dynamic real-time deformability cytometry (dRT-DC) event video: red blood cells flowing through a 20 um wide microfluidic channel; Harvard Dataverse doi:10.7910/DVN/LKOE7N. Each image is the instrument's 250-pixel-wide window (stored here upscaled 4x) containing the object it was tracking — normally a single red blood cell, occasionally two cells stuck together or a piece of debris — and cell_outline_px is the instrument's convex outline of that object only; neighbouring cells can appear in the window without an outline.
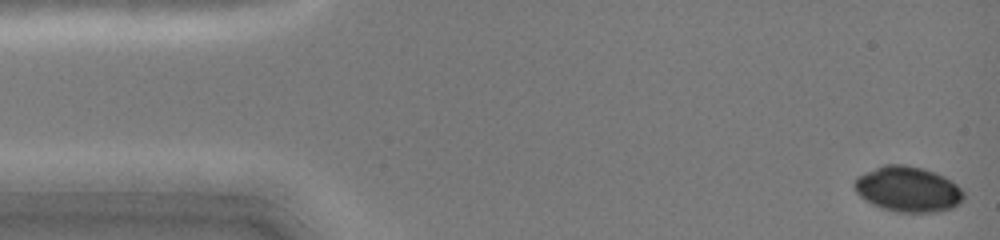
{"species": "common noctule bat (a hibernating species)", "species_latin": "Nyctalus noctula", "temperature_condition": "cold", "stored_images_in_passage": 45, "camera_frame_rate_fps": 3000, "um_per_image_px": 0.085, "animal": {"sex": "female", "body_mass_g": 19.0, "forearm_length_mm": 51.5}, "frame": {"image": 1, "passage_image": 1, "time_ms": 0.0, "image_size_px": [1000, 240], "cell_outline_px": [[964, 200], [960, 204], [952, 208], [940, 212], [896, 212], [880, 208], [864, 200], [856, 192], [852, 184], [856, 176], [884, 164], [904, 164], [924, 168], [944, 176], [952, 180], [964, 192]], "centroid_in_image_um": [77.17, 16.08], "position_along_channel_um": 7.8, "area_um2": 29.42}}
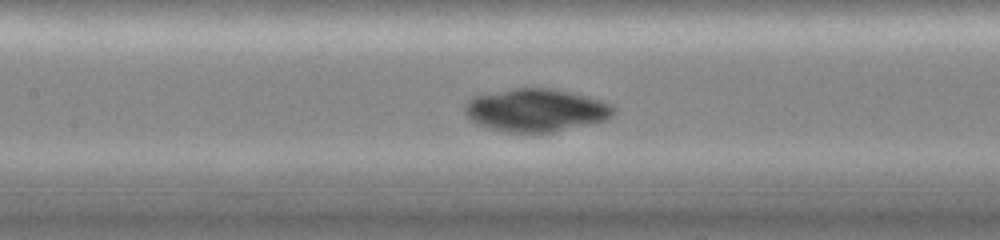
{"frame": {"image": 2, "passage_image": 21, "time_ms": 6.667, "image_size_px": [1000, 240], "cell_outline_px": [[612, 112], [604, 120], [552, 132], [528, 136], [504, 132], [488, 128], [472, 120], [468, 116], [464, 108], [468, 100], [472, 96], [488, 92], [516, 88], [552, 88], [600, 100], [608, 104], [612, 108]], "centroid_in_image_um": [45.45, 9.39], "position_along_channel_um": 162.0, "area_um2": 37.17}}
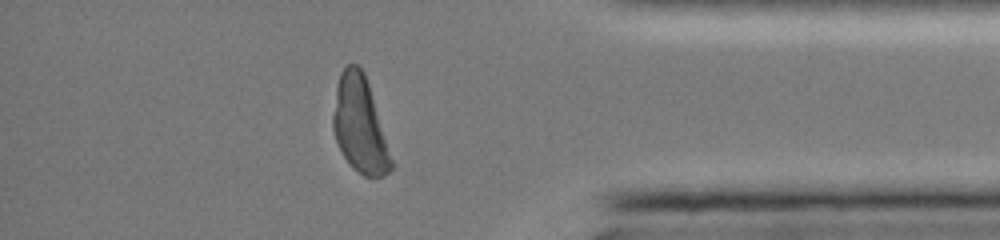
{"frame": {"image": 3, "passage_image": 40, "time_ms": 13.0, "image_size_px": [1000, 240], "cell_outline_px": [[392, 168], [384, 176], [364, 176], [352, 168], [344, 156], [336, 140], [332, 128], [332, 116], [336, 88], [340, 72], [348, 64], [356, 64], [364, 72], [368, 84], [392, 160]], "centroid_in_image_um": [30.54, 10.62], "position_along_channel_um": 404.7, "area_um2": 31.85}}